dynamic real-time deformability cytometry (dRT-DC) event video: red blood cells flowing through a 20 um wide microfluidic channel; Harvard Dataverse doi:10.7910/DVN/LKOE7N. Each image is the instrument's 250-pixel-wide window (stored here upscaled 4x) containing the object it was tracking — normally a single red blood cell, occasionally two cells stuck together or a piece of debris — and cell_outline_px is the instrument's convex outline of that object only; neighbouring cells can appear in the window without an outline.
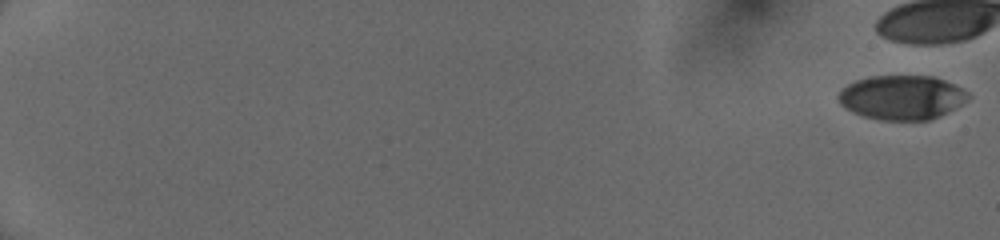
{"species": "human", "species_latin": "Homo sapiens", "temperature_condition": "cold", "stored_images_in_passage": 14, "camera_frame_rate_fps": 3000, "um_per_image_px": 0.085, "donor": {"sex": "female"}, "frame": {"image": 1, "passage_image": 1, "time_ms": 0.0, "image_size_px": [1000, 240], "cell_outline_px": [[972, 96], [960, 104], [940, 116], [928, 120], [880, 120], [864, 116], [852, 112], [840, 104], [836, 96], [840, 88], [856, 80], [868, 76], [932, 76], [944, 80], [968, 92]], "centroid_in_image_um": [76.6, 8.28], "position_along_channel_um": 8.4, "area_um2": 33.52}}